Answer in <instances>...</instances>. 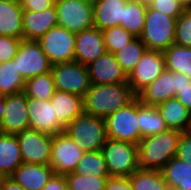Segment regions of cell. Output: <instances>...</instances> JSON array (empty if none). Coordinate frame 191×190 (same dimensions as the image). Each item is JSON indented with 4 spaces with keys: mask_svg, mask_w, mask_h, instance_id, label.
<instances>
[{
    "mask_svg": "<svg viewBox=\"0 0 191 190\" xmlns=\"http://www.w3.org/2000/svg\"><path fill=\"white\" fill-rule=\"evenodd\" d=\"M13 60L24 80L51 72L53 65L35 40L22 39Z\"/></svg>",
    "mask_w": 191,
    "mask_h": 190,
    "instance_id": "cell-8",
    "label": "cell"
},
{
    "mask_svg": "<svg viewBox=\"0 0 191 190\" xmlns=\"http://www.w3.org/2000/svg\"><path fill=\"white\" fill-rule=\"evenodd\" d=\"M27 111L30 129L51 136L60 134L65 128L60 124L51 100L43 101L38 98L27 97Z\"/></svg>",
    "mask_w": 191,
    "mask_h": 190,
    "instance_id": "cell-14",
    "label": "cell"
},
{
    "mask_svg": "<svg viewBox=\"0 0 191 190\" xmlns=\"http://www.w3.org/2000/svg\"><path fill=\"white\" fill-rule=\"evenodd\" d=\"M64 190H72L71 188H69L68 186H66V188Z\"/></svg>",
    "mask_w": 191,
    "mask_h": 190,
    "instance_id": "cell-53",
    "label": "cell"
},
{
    "mask_svg": "<svg viewBox=\"0 0 191 190\" xmlns=\"http://www.w3.org/2000/svg\"><path fill=\"white\" fill-rule=\"evenodd\" d=\"M29 128L27 96L23 92L6 95L5 113L0 122L1 133L16 135Z\"/></svg>",
    "mask_w": 191,
    "mask_h": 190,
    "instance_id": "cell-15",
    "label": "cell"
},
{
    "mask_svg": "<svg viewBox=\"0 0 191 190\" xmlns=\"http://www.w3.org/2000/svg\"><path fill=\"white\" fill-rule=\"evenodd\" d=\"M54 92V79L51 72L25 80L23 93L27 97L48 101L51 100Z\"/></svg>",
    "mask_w": 191,
    "mask_h": 190,
    "instance_id": "cell-32",
    "label": "cell"
},
{
    "mask_svg": "<svg viewBox=\"0 0 191 190\" xmlns=\"http://www.w3.org/2000/svg\"><path fill=\"white\" fill-rule=\"evenodd\" d=\"M102 32L106 50L112 54L116 53L136 38L133 34L126 31L120 25L106 29Z\"/></svg>",
    "mask_w": 191,
    "mask_h": 190,
    "instance_id": "cell-36",
    "label": "cell"
},
{
    "mask_svg": "<svg viewBox=\"0 0 191 190\" xmlns=\"http://www.w3.org/2000/svg\"><path fill=\"white\" fill-rule=\"evenodd\" d=\"M84 2H87L91 5H94L96 2L100 1V0H83Z\"/></svg>",
    "mask_w": 191,
    "mask_h": 190,
    "instance_id": "cell-49",
    "label": "cell"
},
{
    "mask_svg": "<svg viewBox=\"0 0 191 190\" xmlns=\"http://www.w3.org/2000/svg\"><path fill=\"white\" fill-rule=\"evenodd\" d=\"M2 190H25L21 185L17 184L12 178H4L2 181Z\"/></svg>",
    "mask_w": 191,
    "mask_h": 190,
    "instance_id": "cell-46",
    "label": "cell"
},
{
    "mask_svg": "<svg viewBox=\"0 0 191 190\" xmlns=\"http://www.w3.org/2000/svg\"><path fill=\"white\" fill-rule=\"evenodd\" d=\"M83 151H101L107 140L105 119L83 113L64 131Z\"/></svg>",
    "mask_w": 191,
    "mask_h": 190,
    "instance_id": "cell-4",
    "label": "cell"
},
{
    "mask_svg": "<svg viewBox=\"0 0 191 190\" xmlns=\"http://www.w3.org/2000/svg\"><path fill=\"white\" fill-rule=\"evenodd\" d=\"M107 138L136 144L142 139L139 129L138 98L105 118Z\"/></svg>",
    "mask_w": 191,
    "mask_h": 190,
    "instance_id": "cell-5",
    "label": "cell"
},
{
    "mask_svg": "<svg viewBox=\"0 0 191 190\" xmlns=\"http://www.w3.org/2000/svg\"><path fill=\"white\" fill-rule=\"evenodd\" d=\"M55 4V0H20V5L23 10L43 11Z\"/></svg>",
    "mask_w": 191,
    "mask_h": 190,
    "instance_id": "cell-41",
    "label": "cell"
},
{
    "mask_svg": "<svg viewBox=\"0 0 191 190\" xmlns=\"http://www.w3.org/2000/svg\"><path fill=\"white\" fill-rule=\"evenodd\" d=\"M58 26L74 33L94 26L93 5L83 0H55Z\"/></svg>",
    "mask_w": 191,
    "mask_h": 190,
    "instance_id": "cell-9",
    "label": "cell"
},
{
    "mask_svg": "<svg viewBox=\"0 0 191 190\" xmlns=\"http://www.w3.org/2000/svg\"><path fill=\"white\" fill-rule=\"evenodd\" d=\"M53 174L50 165L22 163L10 178L25 190H42Z\"/></svg>",
    "mask_w": 191,
    "mask_h": 190,
    "instance_id": "cell-20",
    "label": "cell"
},
{
    "mask_svg": "<svg viewBox=\"0 0 191 190\" xmlns=\"http://www.w3.org/2000/svg\"><path fill=\"white\" fill-rule=\"evenodd\" d=\"M186 133L191 136V121L189 123V126H188Z\"/></svg>",
    "mask_w": 191,
    "mask_h": 190,
    "instance_id": "cell-50",
    "label": "cell"
},
{
    "mask_svg": "<svg viewBox=\"0 0 191 190\" xmlns=\"http://www.w3.org/2000/svg\"><path fill=\"white\" fill-rule=\"evenodd\" d=\"M160 171L170 190H191V163L173 157Z\"/></svg>",
    "mask_w": 191,
    "mask_h": 190,
    "instance_id": "cell-26",
    "label": "cell"
},
{
    "mask_svg": "<svg viewBox=\"0 0 191 190\" xmlns=\"http://www.w3.org/2000/svg\"><path fill=\"white\" fill-rule=\"evenodd\" d=\"M16 137L20 144L23 163L49 165L52 136L33 129H26Z\"/></svg>",
    "mask_w": 191,
    "mask_h": 190,
    "instance_id": "cell-12",
    "label": "cell"
},
{
    "mask_svg": "<svg viewBox=\"0 0 191 190\" xmlns=\"http://www.w3.org/2000/svg\"><path fill=\"white\" fill-rule=\"evenodd\" d=\"M75 34L64 27L55 26L43 35L38 42L52 64L73 62Z\"/></svg>",
    "mask_w": 191,
    "mask_h": 190,
    "instance_id": "cell-10",
    "label": "cell"
},
{
    "mask_svg": "<svg viewBox=\"0 0 191 190\" xmlns=\"http://www.w3.org/2000/svg\"><path fill=\"white\" fill-rule=\"evenodd\" d=\"M174 43L184 47H191V11L190 10H185L177 18Z\"/></svg>",
    "mask_w": 191,
    "mask_h": 190,
    "instance_id": "cell-37",
    "label": "cell"
},
{
    "mask_svg": "<svg viewBox=\"0 0 191 190\" xmlns=\"http://www.w3.org/2000/svg\"><path fill=\"white\" fill-rule=\"evenodd\" d=\"M6 1L20 2V0H6Z\"/></svg>",
    "mask_w": 191,
    "mask_h": 190,
    "instance_id": "cell-52",
    "label": "cell"
},
{
    "mask_svg": "<svg viewBox=\"0 0 191 190\" xmlns=\"http://www.w3.org/2000/svg\"><path fill=\"white\" fill-rule=\"evenodd\" d=\"M147 6L175 19L186 10L179 0H148Z\"/></svg>",
    "mask_w": 191,
    "mask_h": 190,
    "instance_id": "cell-38",
    "label": "cell"
},
{
    "mask_svg": "<svg viewBox=\"0 0 191 190\" xmlns=\"http://www.w3.org/2000/svg\"><path fill=\"white\" fill-rule=\"evenodd\" d=\"M168 129L186 132L191 121V112L175 97L156 106Z\"/></svg>",
    "mask_w": 191,
    "mask_h": 190,
    "instance_id": "cell-25",
    "label": "cell"
},
{
    "mask_svg": "<svg viewBox=\"0 0 191 190\" xmlns=\"http://www.w3.org/2000/svg\"><path fill=\"white\" fill-rule=\"evenodd\" d=\"M51 73L55 90L84 97L91 87L87 66L76 61L53 64Z\"/></svg>",
    "mask_w": 191,
    "mask_h": 190,
    "instance_id": "cell-7",
    "label": "cell"
},
{
    "mask_svg": "<svg viewBox=\"0 0 191 190\" xmlns=\"http://www.w3.org/2000/svg\"><path fill=\"white\" fill-rule=\"evenodd\" d=\"M105 190H133L129 177H108Z\"/></svg>",
    "mask_w": 191,
    "mask_h": 190,
    "instance_id": "cell-42",
    "label": "cell"
},
{
    "mask_svg": "<svg viewBox=\"0 0 191 190\" xmlns=\"http://www.w3.org/2000/svg\"><path fill=\"white\" fill-rule=\"evenodd\" d=\"M55 114L60 124L65 128L77 116L84 113L83 97L77 94L55 90L51 98Z\"/></svg>",
    "mask_w": 191,
    "mask_h": 190,
    "instance_id": "cell-21",
    "label": "cell"
},
{
    "mask_svg": "<svg viewBox=\"0 0 191 190\" xmlns=\"http://www.w3.org/2000/svg\"><path fill=\"white\" fill-rule=\"evenodd\" d=\"M166 69L165 56L161 51L146 50L133 71L128 75V84L137 95Z\"/></svg>",
    "mask_w": 191,
    "mask_h": 190,
    "instance_id": "cell-13",
    "label": "cell"
},
{
    "mask_svg": "<svg viewBox=\"0 0 191 190\" xmlns=\"http://www.w3.org/2000/svg\"><path fill=\"white\" fill-rule=\"evenodd\" d=\"M74 172L81 176H109L102 151H85Z\"/></svg>",
    "mask_w": 191,
    "mask_h": 190,
    "instance_id": "cell-33",
    "label": "cell"
},
{
    "mask_svg": "<svg viewBox=\"0 0 191 190\" xmlns=\"http://www.w3.org/2000/svg\"><path fill=\"white\" fill-rule=\"evenodd\" d=\"M23 163L16 135L0 133V173L9 178Z\"/></svg>",
    "mask_w": 191,
    "mask_h": 190,
    "instance_id": "cell-24",
    "label": "cell"
},
{
    "mask_svg": "<svg viewBox=\"0 0 191 190\" xmlns=\"http://www.w3.org/2000/svg\"><path fill=\"white\" fill-rule=\"evenodd\" d=\"M83 151L65 132L52 136L50 166L54 174L74 172Z\"/></svg>",
    "mask_w": 191,
    "mask_h": 190,
    "instance_id": "cell-11",
    "label": "cell"
},
{
    "mask_svg": "<svg viewBox=\"0 0 191 190\" xmlns=\"http://www.w3.org/2000/svg\"><path fill=\"white\" fill-rule=\"evenodd\" d=\"M175 98L178 99L185 106V108L191 112V82H189V85L183 86L175 95Z\"/></svg>",
    "mask_w": 191,
    "mask_h": 190,
    "instance_id": "cell-44",
    "label": "cell"
},
{
    "mask_svg": "<svg viewBox=\"0 0 191 190\" xmlns=\"http://www.w3.org/2000/svg\"><path fill=\"white\" fill-rule=\"evenodd\" d=\"M138 118L142 138L161 133L168 129L157 107L144 106L139 99Z\"/></svg>",
    "mask_w": 191,
    "mask_h": 190,
    "instance_id": "cell-28",
    "label": "cell"
},
{
    "mask_svg": "<svg viewBox=\"0 0 191 190\" xmlns=\"http://www.w3.org/2000/svg\"><path fill=\"white\" fill-rule=\"evenodd\" d=\"M146 50L144 43L139 39V37H136L122 49L114 53V56L121 68L127 75H129Z\"/></svg>",
    "mask_w": 191,
    "mask_h": 190,
    "instance_id": "cell-34",
    "label": "cell"
},
{
    "mask_svg": "<svg viewBox=\"0 0 191 190\" xmlns=\"http://www.w3.org/2000/svg\"><path fill=\"white\" fill-rule=\"evenodd\" d=\"M180 3L182 4V6L186 9V10H190L191 9V0H179Z\"/></svg>",
    "mask_w": 191,
    "mask_h": 190,
    "instance_id": "cell-48",
    "label": "cell"
},
{
    "mask_svg": "<svg viewBox=\"0 0 191 190\" xmlns=\"http://www.w3.org/2000/svg\"><path fill=\"white\" fill-rule=\"evenodd\" d=\"M136 1H143V2H146V3H147L148 0H136Z\"/></svg>",
    "mask_w": 191,
    "mask_h": 190,
    "instance_id": "cell-54",
    "label": "cell"
},
{
    "mask_svg": "<svg viewBox=\"0 0 191 190\" xmlns=\"http://www.w3.org/2000/svg\"><path fill=\"white\" fill-rule=\"evenodd\" d=\"M25 80L16 67V61L13 59L0 63V95H14L22 93Z\"/></svg>",
    "mask_w": 191,
    "mask_h": 190,
    "instance_id": "cell-29",
    "label": "cell"
},
{
    "mask_svg": "<svg viewBox=\"0 0 191 190\" xmlns=\"http://www.w3.org/2000/svg\"><path fill=\"white\" fill-rule=\"evenodd\" d=\"M4 178H5V177L0 173V184L2 183V181H3Z\"/></svg>",
    "mask_w": 191,
    "mask_h": 190,
    "instance_id": "cell-51",
    "label": "cell"
},
{
    "mask_svg": "<svg viewBox=\"0 0 191 190\" xmlns=\"http://www.w3.org/2000/svg\"><path fill=\"white\" fill-rule=\"evenodd\" d=\"M177 19L147 6L145 26L139 39L147 50L164 52L174 44Z\"/></svg>",
    "mask_w": 191,
    "mask_h": 190,
    "instance_id": "cell-3",
    "label": "cell"
},
{
    "mask_svg": "<svg viewBox=\"0 0 191 190\" xmlns=\"http://www.w3.org/2000/svg\"><path fill=\"white\" fill-rule=\"evenodd\" d=\"M106 52L103 32L97 27L93 26L75 34L74 61L88 66Z\"/></svg>",
    "mask_w": 191,
    "mask_h": 190,
    "instance_id": "cell-16",
    "label": "cell"
},
{
    "mask_svg": "<svg viewBox=\"0 0 191 190\" xmlns=\"http://www.w3.org/2000/svg\"><path fill=\"white\" fill-rule=\"evenodd\" d=\"M109 177H130L138 169V145L107 138L102 147Z\"/></svg>",
    "mask_w": 191,
    "mask_h": 190,
    "instance_id": "cell-6",
    "label": "cell"
},
{
    "mask_svg": "<svg viewBox=\"0 0 191 190\" xmlns=\"http://www.w3.org/2000/svg\"><path fill=\"white\" fill-rule=\"evenodd\" d=\"M5 113V96L0 95V122Z\"/></svg>",
    "mask_w": 191,
    "mask_h": 190,
    "instance_id": "cell-47",
    "label": "cell"
},
{
    "mask_svg": "<svg viewBox=\"0 0 191 190\" xmlns=\"http://www.w3.org/2000/svg\"><path fill=\"white\" fill-rule=\"evenodd\" d=\"M125 0H100L93 5L94 27L101 31L119 26L123 20Z\"/></svg>",
    "mask_w": 191,
    "mask_h": 190,
    "instance_id": "cell-22",
    "label": "cell"
},
{
    "mask_svg": "<svg viewBox=\"0 0 191 190\" xmlns=\"http://www.w3.org/2000/svg\"><path fill=\"white\" fill-rule=\"evenodd\" d=\"M175 157L181 161L191 163V136L183 132L180 136Z\"/></svg>",
    "mask_w": 191,
    "mask_h": 190,
    "instance_id": "cell-40",
    "label": "cell"
},
{
    "mask_svg": "<svg viewBox=\"0 0 191 190\" xmlns=\"http://www.w3.org/2000/svg\"><path fill=\"white\" fill-rule=\"evenodd\" d=\"M137 95L128 82L93 85L83 97L84 113L105 119L118 109L127 106Z\"/></svg>",
    "mask_w": 191,
    "mask_h": 190,
    "instance_id": "cell-1",
    "label": "cell"
},
{
    "mask_svg": "<svg viewBox=\"0 0 191 190\" xmlns=\"http://www.w3.org/2000/svg\"><path fill=\"white\" fill-rule=\"evenodd\" d=\"M22 19L20 2L0 0V35L23 39Z\"/></svg>",
    "mask_w": 191,
    "mask_h": 190,
    "instance_id": "cell-23",
    "label": "cell"
},
{
    "mask_svg": "<svg viewBox=\"0 0 191 190\" xmlns=\"http://www.w3.org/2000/svg\"><path fill=\"white\" fill-rule=\"evenodd\" d=\"M109 176H81L75 172L65 175L67 186L72 190H105Z\"/></svg>",
    "mask_w": 191,
    "mask_h": 190,
    "instance_id": "cell-35",
    "label": "cell"
},
{
    "mask_svg": "<svg viewBox=\"0 0 191 190\" xmlns=\"http://www.w3.org/2000/svg\"><path fill=\"white\" fill-rule=\"evenodd\" d=\"M23 39L38 41L50 29L58 26L55 4L43 11L23 10Z\"/></svg>",
    "mask_w": 191,
    "mask_h": 190,
    "instance_id": "cell-18",
    "label": "cell"
},
{
    "mask_svg": "<svg viewBox=\"0 0 191 190\" xmlns=\"http://www.w3.org/2000/svg\"><path fill=\"white\" fill-rule=\"evenodd\" d=\"M163 53L166 70L183 73L191 78V47L174 43Z\"/></svg>",
    "mask_w": 191,
    "mask_h": 190,
    "instance_id": "cell-30",
    "label": "cell"
},
{
    "mask_svg": "<svg viewBox=\"0 0 191 190\" xmlns=\"http://www.w3.org/2000/svg\"><path fill=\"white\" fill-rule=\"evenodd\" d=\"M93 85L128 82V75L117 62L114 54L106 52L87 66Z\"/></svg>",
    "mask_w": 191,
    "mask_h": 190,
    "instance_id": "cell-17",
    "label": "cell"
},
{
    "mask_svg": "<svg viewBox=\"0 0 191 190\" xmlns=\"http://www.w3.org/2000/svg\"><path fill=\"white\" fill-rule=\"evenodd\" d=\"M181 134L180 131L167 129L142 138L138 143V168L160 171L175 157Z\"/></svg>",
    "mask_w": 191,
    "mask_h": 190,
    "instance_id": "cell-2",
    "label": "cell"
},
{
    "mask_svg": "<svg viewBox=\"0 0 191 190\" xmlns=\"http://www.w3.org/2000/svg\"><path fill=\"white\" fill-rule=\"evenodd\" d=\"M22 39L0 35V63L12 60Z\"/></svg>",
    "mask_w": 191,
    "mask_h": 190,
    "instance_id": "cell-39",
    "label": "cell"
},
{
    "mask_svg": "<svg viewBox=\"0 0 191 190\" xmlns=\"http://www.w3.org/2000/svg\"><path fill=\"white\" fill-rule=\"evenodd\" d=\"M146 10V2L127 1L125 7H123V20L119 25L135 37H139L145 26Z\"/></svg>",
    "mask_w": 191,
    "mask_h": 190,
    "instance_id": "cell-27",
    "label": "cell"
},
{
    "mask_svg": "<svg viewBox=\"0 0 191 190\" xmlns=\"http://www.w3.org/2000/svg\"><path fill=\"white\" fill-rule=\"evenodd\" d=\"M173 78H175V95L183 86L189 85V82H191V78L183 73L173 72Z\"/></svg>",
    "mask_w": 191,
    "mask_h": 190,
    "instance_id": "cell-45",
    "label": "cell"
},
{
    "mask_svg": "<svg viewBox=\"0 0 191 190\" xmlns=\"http://www.w3.org/2000/svg\"><path fill=\"white\" fill-rule=\"evenodd\" d=\"M129 179L133 190H170L159 170L138 168Z\"/></svg>",
    "mask_w": 191,
    "mask_h": 190,
    "instance_id": "cell-31",
    "label": "cell"
},
{
    "mask_svg": "<svg viewBox=\"0 0 191 190\" xmlns=\"http://www.w3.org/2000/svg\"><path fill=\"white\" fill-rule=\"evenodd\" d=\"M173 97H175V78L173 72L166 69L137 94L142 105L154 107Z\"/></svg>",
    "mask_w": 191,
    "mask_h": 190,
    "instance_id": "cell-19",
    "label": "cell"
},
{
    "mask_svg": "<svg viewBox=\"0 0 191 190\" xmlns=\"http://www.w3.org/2000/svg\"><path fill=\"white\" fill-rule=\"evenodd\" d=\"M66 186L65 175L53 174L42 190H64Z\"/></svg>",
    "mask_w": 191,
    "mask_h": 190,
    "instance_id": "cell-43",
    "label": "cell"
}]
</instances>
